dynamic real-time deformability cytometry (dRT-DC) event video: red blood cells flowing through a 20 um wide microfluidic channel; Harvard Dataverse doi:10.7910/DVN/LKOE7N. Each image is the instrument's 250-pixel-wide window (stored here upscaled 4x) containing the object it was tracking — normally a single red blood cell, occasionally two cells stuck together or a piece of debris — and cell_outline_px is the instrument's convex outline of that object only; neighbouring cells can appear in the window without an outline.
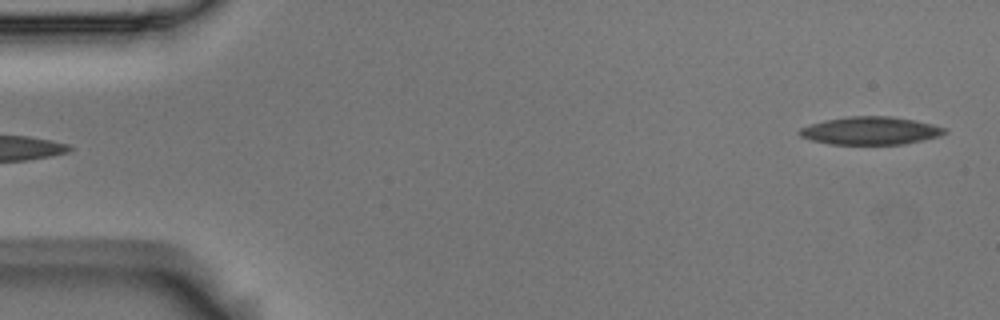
{"species": "Egyptian fruit bat (a non-hibernating species)", "species_latin": "Rousettus aegyptiacus", "temperature_condition": "room temperature", "stored_images_in_passage": 4, "segment_of_instrument_passage": [2, 2], "camera_frame_rate_fps": 3000, "um_per_image_px": 0.085, "animal": {"sex": "male"}, "frame": {"image": 1, "passage_image": 4, "time_ms": 1.0, "image_size_px": [1000, 320], "cell_outline_px": [[948, 132], [940, 136], [904, 144], [832, 144], [812, 140], [800, 136], [796, 132], [800, 128], [824, 120], [848, 116], [892, 116], [932, 124], [948, 128]], "centroid_in_image_um": [74.01, 11.1], "position_along_channel_um": 11.0, "area_um2": 23.58}}